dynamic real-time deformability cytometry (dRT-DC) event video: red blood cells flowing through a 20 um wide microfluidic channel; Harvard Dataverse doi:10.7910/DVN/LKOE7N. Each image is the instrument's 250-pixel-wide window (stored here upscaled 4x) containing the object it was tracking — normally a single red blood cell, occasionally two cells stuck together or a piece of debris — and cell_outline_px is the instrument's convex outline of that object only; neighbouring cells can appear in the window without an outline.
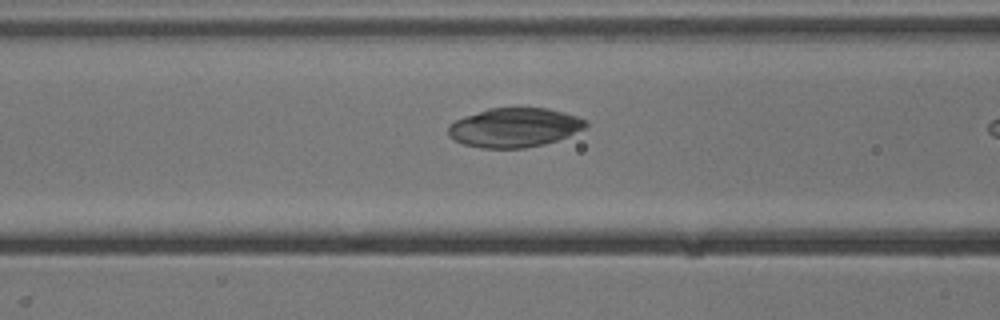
{"species": "common noctule bat (a hibernating species)", "species_latin": "Nyctalus noctula", "temperature_condition": "cold", "stored_images_in_passage": 8, "camera_frame_rate_fps": 3000, "um_per_image_px": 0.085, "animal": {"sex": "male", "body_mass_g": 13.3}, "frame": {"image": 1, "passage_image": 7, "time_ms": 2.0, "image_size_px": [1000, 320], "cell_outline_px": [[588, 124], [584, 128], [568, 136], [544, 144], [524, 148], [480, 148], [464, 144], [448, 136], [448, 124], [464, 116], [488, 108], [548, 108], [564, 112], [588, 120]], "centroid_in_image_um": [43.72, 10.84], "position_along_channel_um": 122.9, "area_um2": 31.44}}